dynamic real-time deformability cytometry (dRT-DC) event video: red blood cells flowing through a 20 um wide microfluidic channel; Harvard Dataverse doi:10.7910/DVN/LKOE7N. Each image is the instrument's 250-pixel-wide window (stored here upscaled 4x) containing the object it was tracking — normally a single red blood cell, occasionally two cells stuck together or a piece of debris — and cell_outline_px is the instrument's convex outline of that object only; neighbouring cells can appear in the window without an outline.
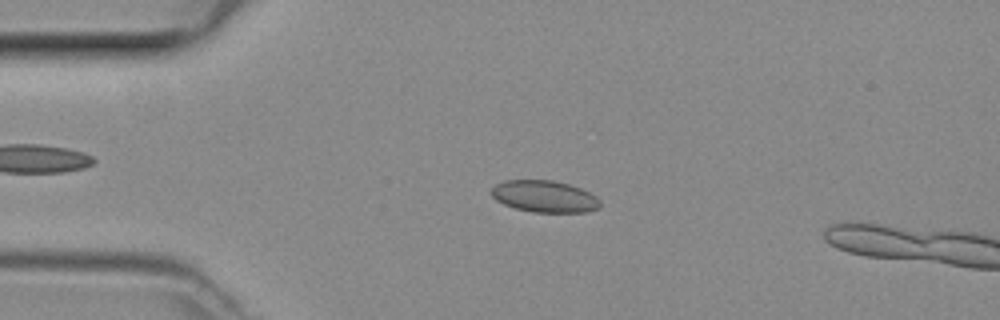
{"species": "common noctule bat (a hibernating species)", "species_latin": "Nyctalus noctula", "temperature_condition": "room temperature", "stored_images_in_passage": 13, "camera_frame_rate_fps": 3000, "um_per_image_px": 0.085, "animal": {"sex": "female", "body_mass_g": 29.2, "forearm_length_mm": 56.3}, "frame": {"image": 1, "passage_image": 10, "time_ms": 3.0, "image_size_px": [1000, 320], "cell_outline_px": [[600, 208], [588, 212], [532, 212], [516, 208], [504, 204], [496, 200], [492, 196], [492, 188], [496, 184], [504, 180], [552, 180], [568, 184], [580, 188], [596, 196], [600, 200]], "centroid_in_image_um": [46.3, 16.7], "position_along_channel_um": 38.7, "area_um2": 20.11}}